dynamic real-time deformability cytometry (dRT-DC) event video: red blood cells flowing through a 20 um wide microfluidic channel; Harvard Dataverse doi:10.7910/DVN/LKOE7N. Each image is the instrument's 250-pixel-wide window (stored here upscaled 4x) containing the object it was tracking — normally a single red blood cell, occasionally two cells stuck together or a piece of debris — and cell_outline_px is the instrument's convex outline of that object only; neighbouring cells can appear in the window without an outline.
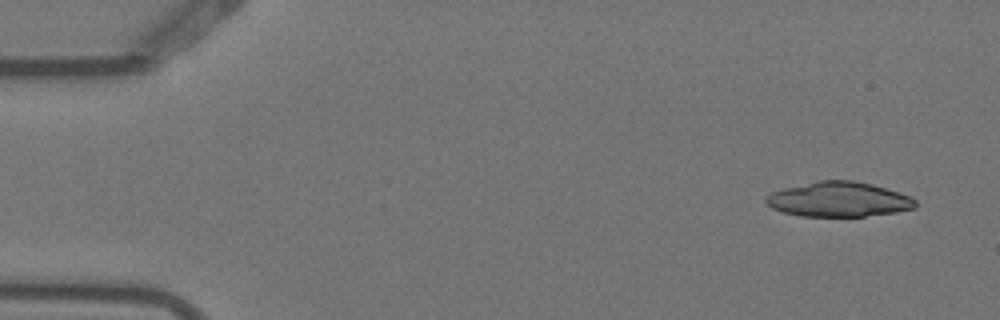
{"species": "Egyptian fruit bat (a non-hibernating species)", "species_latin": "Rousettus aegyptiacus", "temperature_condition": "warm", "stored_images_in_passage": 4, "camera_frame_rate_fps": 3000, "um_per_image_px": 0.085, "animal": {"sex": "female"}, "frame": {"image": 1, "passage_image": 1, "time_ms": 0.0, "image_size_px": [1000, 320], "cell_outline_px": [[916, 208], [896, 212], [864, 216], [800, 216], [784, 212], [772, 208], [764, 200], [764, 196], [772, 192], [784, 188], [816, 180], [852, 180], [872, 184], [900, 192], [916, 200]], "centroid_in_image_um": [71.28, 16.94], "position_along_channel_um": 13.7, "area_um2": 30.4}}